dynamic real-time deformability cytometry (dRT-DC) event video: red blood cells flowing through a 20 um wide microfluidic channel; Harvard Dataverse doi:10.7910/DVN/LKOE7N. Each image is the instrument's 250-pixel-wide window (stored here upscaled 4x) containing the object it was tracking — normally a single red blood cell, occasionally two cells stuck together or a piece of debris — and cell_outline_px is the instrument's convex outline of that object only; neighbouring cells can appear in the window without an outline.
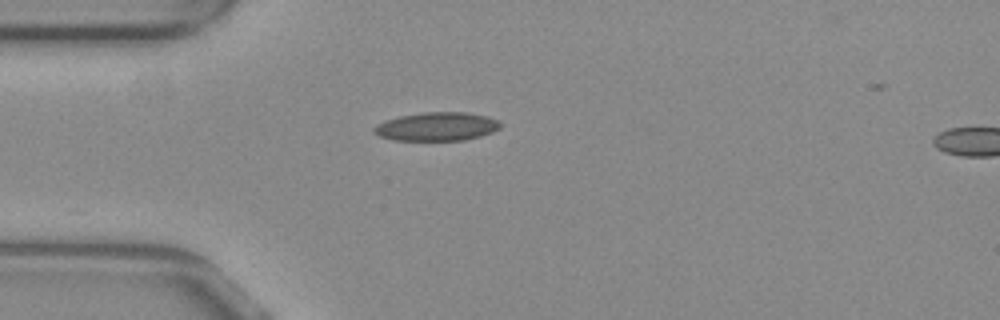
{"species": "common noctule bat (a hibernating species)", "species_latin": "Nyctalus noctula", "temperature_condition": "warm", "stored_images_in_passage": 6, "camera_frame_rate_fps": 3000, "um_per_image_px": 0.085, "animal": {"sex": "female", "body_mass_g": 29.2, "forearm_length_mm": 56.3}, "frame": {"image": 1, "passage_image": 1, "time_ms": 0.0, "image_size_px": [1000, 320], "cell_outline_px": [[500, 128], [492, 132], [480, 136], [464, 140], [392, 140], [380, 136], [372, 132], [372, 128], [376, 124], [384, 120], [400, 116], [424, 112], [468, 112], [488, 116], [500, 120]], "centroid_in_image_um": [37.12, 10.75], "position_along_channel_um": 47.9, "area_um2": 21.21}}
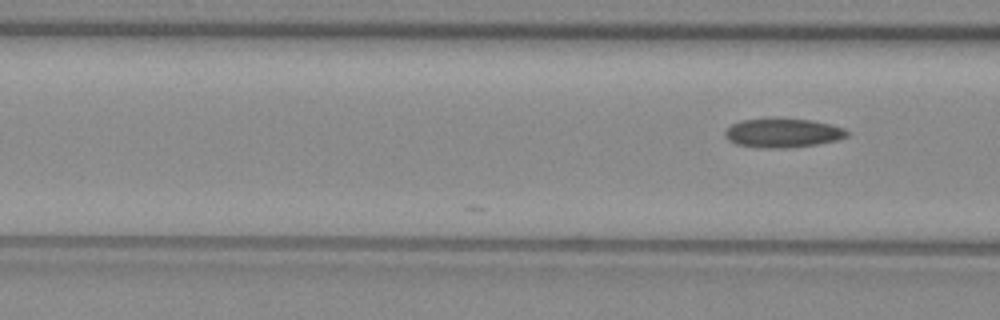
{"frame": {"image": 2, "passage_image": 6, "time_ms": 1.667, "image_size_px": [1000, 320], "cell_outline_px": [[848, 136], [836, 140], [816, 144], [788, 148], [764, 148], [736, 144], [728, 140], [724, 136], [724, 132], [732, 124], [740, 120], [768, 116], [812, 120], [844, 128], [848, 132]], "centroid_in_image_um": [66.48, 11.27], "position_along_channel_um": 100.1, "area_um2": 21.15}}